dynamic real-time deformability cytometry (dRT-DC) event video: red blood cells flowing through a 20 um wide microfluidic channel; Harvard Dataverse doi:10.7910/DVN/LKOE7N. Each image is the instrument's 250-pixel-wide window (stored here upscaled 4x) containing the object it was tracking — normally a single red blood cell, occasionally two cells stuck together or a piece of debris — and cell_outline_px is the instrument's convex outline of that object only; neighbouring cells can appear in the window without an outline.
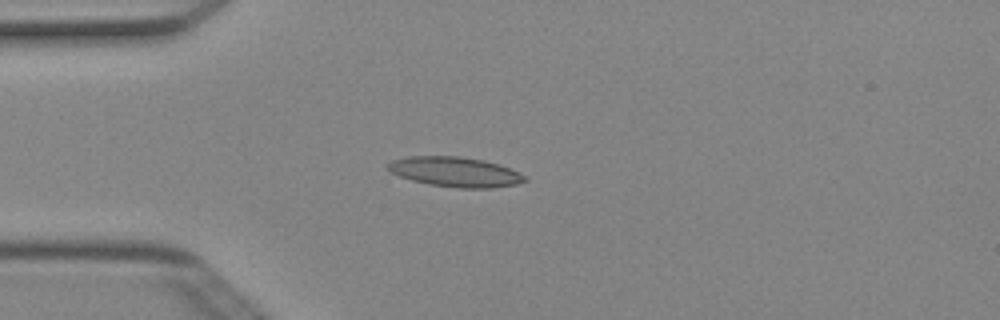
{"species": "Egyptian fruit bat (a non-hibernating species)", "species_latin": "Rousettus aegyptiacus", "temperature_condition": "cold", "stored_images_in_passage": 4, "camera_frame_rate_fps": 3000, "um_per_image_px": 0.085, "animal": {"sex": "female"}, "frame": {"image": 1, "passage_image": 3, "time_ms": 0.667, "image_size_px": [1000, 320], "cell_outline_px": [[528, 180], [516, 184], [492, 188], [460, 188], [428, 184], [412, 180], [400, 176], [384, 168], [392, 160], [408, 156], [460, 156], [484, 160], [500, 164], [524, 176]], "centroid_in_image_um": [38.66, 14.6], "position_along_channel_um": 46.3, "area_um2": 23.76}}